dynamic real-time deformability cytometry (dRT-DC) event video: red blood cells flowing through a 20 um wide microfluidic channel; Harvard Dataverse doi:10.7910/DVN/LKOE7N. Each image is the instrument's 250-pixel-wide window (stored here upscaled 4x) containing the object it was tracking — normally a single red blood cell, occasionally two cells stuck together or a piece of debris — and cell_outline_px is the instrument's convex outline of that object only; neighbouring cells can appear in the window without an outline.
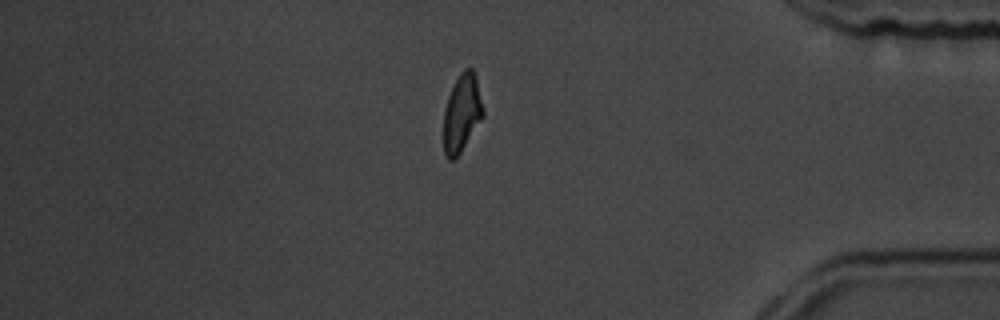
{"species": "common noctule bat (a hibernating species)", "species_latin": "Nyctalus noctula", "temperature_condition": "room temperature", "stored_images_in_passage": 17, "camera_frame_rate_fps": 3000, "um_per_image_px": 0.085, "animal": {"sex": "male", "body_mass_g": 19.5, "forearm_length_mm": 54.6}, "frame": {"image": 1, "passage_image": 17, "time_ms": 20.0, "image_size_px": [1000, 320], "cell_outline_px": [[484, 116], [460, 152], [452, 160], [448, 160], [444, 156], [444, 112], [448, 96], [460, 72], [464, 68], [472, 68], [476, 76], [484, 112]], "centroid_in_image_um": [39.26, 9.6], "position_along_channel_um": 395.9, "area_um2": 17.69}, "authors_computed_cell_mechanics": {"area_um2": 17.629, "velocity_mm_per_s": 3.6145, "shape_relaxation_time_tau1_ms": 2.1621, "shape_relaxation_time_tau2_ms": null, "deformation_change_tau1": 0.0935, "deformation_change_tau2": null}}